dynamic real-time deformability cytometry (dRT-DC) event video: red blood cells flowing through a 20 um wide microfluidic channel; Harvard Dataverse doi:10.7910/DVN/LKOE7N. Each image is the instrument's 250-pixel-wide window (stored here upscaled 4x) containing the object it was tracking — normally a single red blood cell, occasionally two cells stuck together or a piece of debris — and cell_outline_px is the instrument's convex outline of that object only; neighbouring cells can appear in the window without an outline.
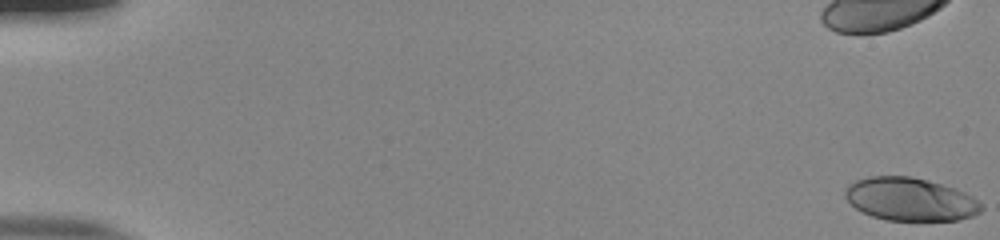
{"species": "human", "species_latin": "Homo sapiens", "temperature_condition": "room temperature", "stored_images_in_passage": 46, "camera_frame_rate_fps": 3000, "um_per_image_px": 0.085, "donor": {"sex": "male"}, "frame": {"image": 1, "passage_image": 1, "time_ms": 0.0, "image_size_px": [1000, 240], "cell_outline_px": [[984, 208], [980, 212], [972, 216], [960, 220], [884, 220], [872, 216], [856, 208], [844, 196], [844, 188], [848, 184], [856, 180], [868, 176], [912, 176], [928, 180], [964, 192], [972, 196], [984, 204]], "centroid_in_image_um": [77.37, 16.93], "position_along_channel_um": 7.6, "area_um2": 34.28}}